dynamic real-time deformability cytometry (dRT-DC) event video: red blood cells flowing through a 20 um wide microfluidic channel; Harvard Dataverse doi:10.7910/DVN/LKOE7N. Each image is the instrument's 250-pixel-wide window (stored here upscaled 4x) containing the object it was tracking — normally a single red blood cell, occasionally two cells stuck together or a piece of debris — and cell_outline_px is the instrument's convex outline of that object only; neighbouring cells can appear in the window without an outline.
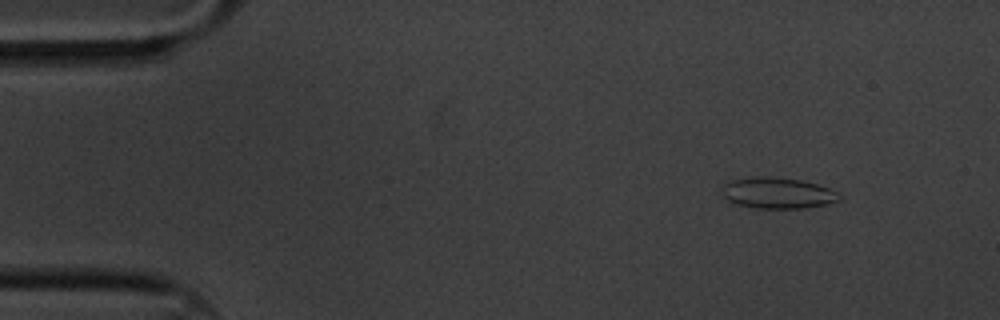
{"species": "common noctule bat (a hibernating species)", "species_latin": "Nyctalus noctula", "temperature_condition": "cold", "stored_images_in_passage": 5, "camera_frame_rate_fps": 3000, "um_per_image_px": 0.085, "animal": {"sex": "male", "body_mass_g": 20.1, "forearm_length_mm": 53.5}, "frame": {"image": 1, "passage_image": 2, "time_ms": 0.333, "image_size_px": [1000, 320], "cell_outline_px": [[840, 200], [828, 204], [808, 208], [756, 208], [736, 204], [728, 200], [720, 192], [724, 184], [732, 180], [756, 176], [768, 176], [800, 180], [816, 184], [828, 188], [836, 192], [840, 196]], "centroid_in_image_um": [66.08, 16.41], "position_along_channel_um": 18.9, "area_um2": 21.21}}
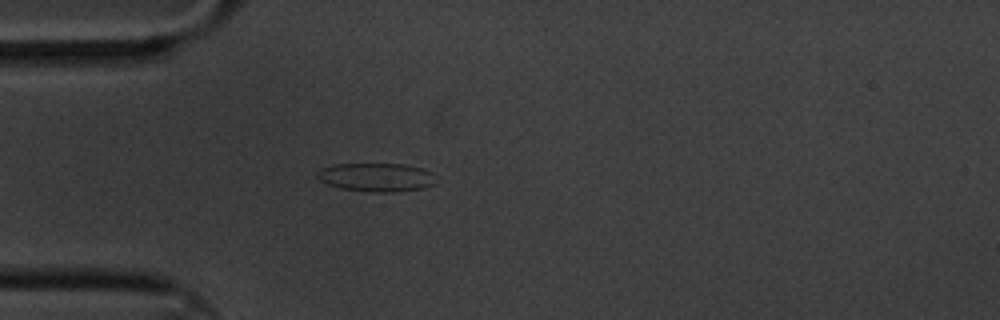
{"frame": {"image": 2, "passage_image": 5, "time_ms": 1.333, "image_size_px": [1000, 320], "cell_outline_px": [[436, 184], [424, 188], [392, 192], [372, 192], [340, 188], [328, 184], [320, 180], [316, 176], [316, 172], [320, 168], [336, 164], [404, 164], [420, 168], [432, 172]], "centroid_in_image_um": [31.98, 15.07], "position_along_channel_um": 53.0, "area_um2": 19.77}}